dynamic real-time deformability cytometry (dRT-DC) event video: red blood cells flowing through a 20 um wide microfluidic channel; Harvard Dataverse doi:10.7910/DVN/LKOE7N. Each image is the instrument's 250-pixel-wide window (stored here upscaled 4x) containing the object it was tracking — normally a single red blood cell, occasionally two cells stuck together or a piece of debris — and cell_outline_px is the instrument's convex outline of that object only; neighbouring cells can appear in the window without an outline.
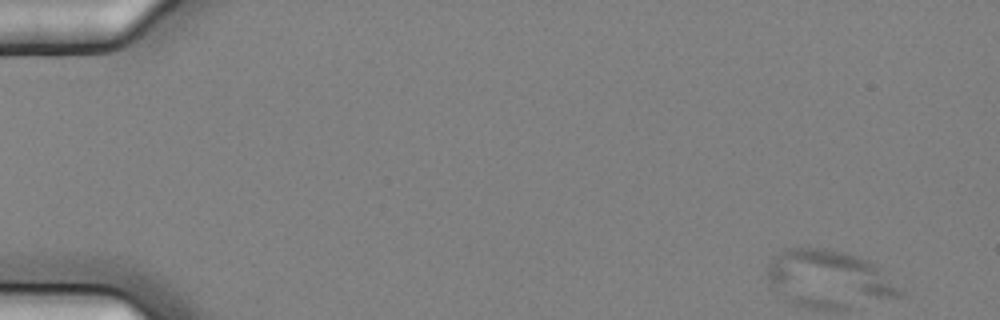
{"species": "common noctule bat (a hibernating species)", "species_latin": "Nyctalus noctula", "temperature_condition": "cold", "stored_images_in_passage": 10, "camera_frame_rate_fps": 3000, "um_per_image_px": 0.085, "animal": {"sex": "female", "body_mass_g": 25.1}, "frame": {"image": 1, "passage_image": 1, "time_ms": 0.0, "image_size_px": [1000, 320], "cell_outline_px": [[904, 292], [900, 296], [876, 296], [776, 288], [768, 284], [768, 264], [772, 256], [784, 248], [828, 248], [860, 256], [876, 264]], "centroid_in_image_um": [70.46, 23.2], "position_along_channel_um": 14.5, "area_um2": 34.56}}
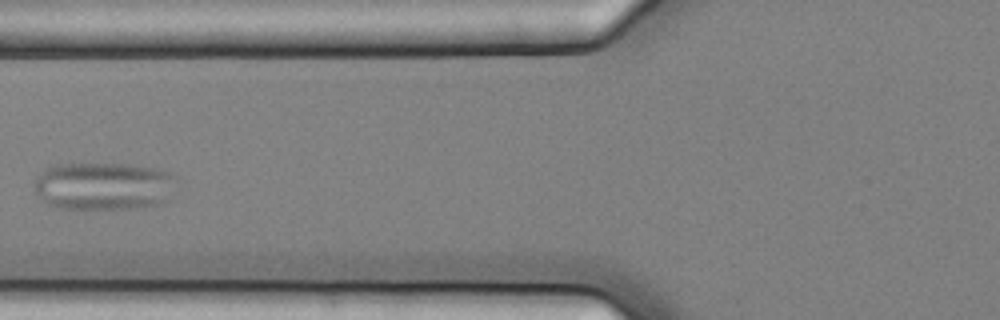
{"frame": {"image": 2, "passage_image": 6, "time_ms": 1.667, "image_size_px": [1000, 320], "cell_outline_px": [[176, 176], [168, 200], [156, 204], [136, 208], [56, 208], [48, 204], [36, 192], [36, 180], [40, 172], [44, 168], [56, 164], [124, 164], [156, 168], [168, 172]], "centroid_in_image_um": [8.8, 15.8], "position_along_channel_um": 117.0, "area_um2": 39.3}}
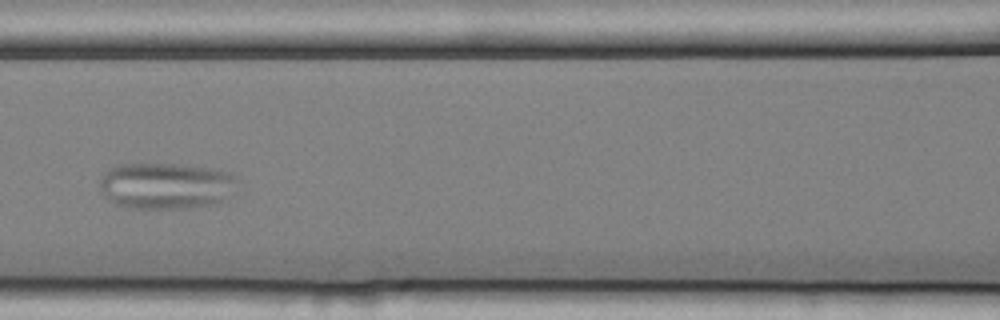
{"frame": {"image": 3, "passage_image": 7, "time_ms": 2.0, "image_size_px": [1000, 320], "cell_outline_px": [[236, 180], [220, 204], [184, 208], [132, 208], [116, 204], [100, 188], [100, 176], [108, 168], [116, 164], [176, 164], [208, 168], [228, 172], [236, 176]], "centroid_in_image_um": [14.05, 15.78], "position_along_channel_um": 152.5, "area_um2": 36.76}}